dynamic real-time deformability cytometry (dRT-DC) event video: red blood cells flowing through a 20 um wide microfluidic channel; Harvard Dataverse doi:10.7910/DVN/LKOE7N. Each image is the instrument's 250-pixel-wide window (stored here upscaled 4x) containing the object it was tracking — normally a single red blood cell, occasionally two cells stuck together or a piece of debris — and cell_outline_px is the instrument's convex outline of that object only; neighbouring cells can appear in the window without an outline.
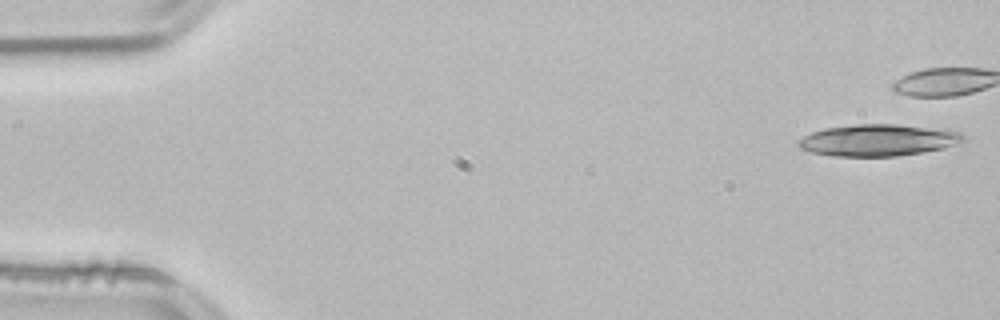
{"species": "common noctule bat (a hibernating species)", "species_latin": "Nyctalus noctula", "temperature_condition": "room temperature", "stored_images_in_passage": 10, "camera_frame_rate_fps": 3000, "um_per_image_px": 0.085, "animal": {"sex": "male", "body_mass_g": 21.5, "forearm_length_mm": 52.0}, "frame": {"image": 1, "passage_image": 1, "time_ms": 0.0, "image_size_px": [1000, 320], "cell_outline_px": [[964, 140], [944, 148], [896, 156], [832, 156], [812, 152], [800, 148], [796, 144], [796, 140], [812, 132], [824, 128], [856, 124], [896, 124], [960, 132], [964, 136]], "centroid_in_image_um": [74.55, 11.92], "position_along_channel_um": 10.4, "area_um2": 30.11}}